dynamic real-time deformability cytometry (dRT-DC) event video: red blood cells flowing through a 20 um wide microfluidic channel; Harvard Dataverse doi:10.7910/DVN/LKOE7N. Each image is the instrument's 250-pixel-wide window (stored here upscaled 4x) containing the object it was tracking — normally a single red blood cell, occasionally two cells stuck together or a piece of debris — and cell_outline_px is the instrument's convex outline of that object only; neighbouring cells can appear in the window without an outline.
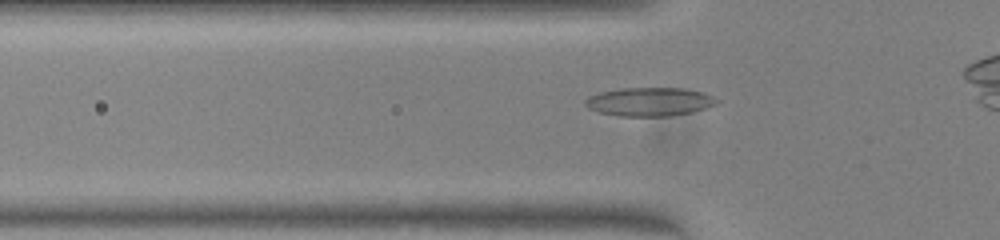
{"species": "common noctule bat (a hibernating species)", "species_latin": "Nyctalus noctula", "temperature_condition": "warm", "stored_images_in_passage": 39, "camera_frame_rate_fps": 3000, "um_per_image_px": 0.085, "animal": {"sex": "female", "body_mass_g": 23.0, "forearm_length_mm": 53.4}, "frame": {"image": 1, "passage_image": 12, "time_ms": 3.667, "image_size_px": [1000, 240], "cell_outline_px": [[720, 100], [716, 104], [692, 112], [668, 116], [620, 116], [600, 112], [588, 108], [584, 104], [584, 100], [588, 96], [600, 92], [620, 88], [684, 88], [700, 92], [712, 96]], "centroid_in_image_um": [55.18, 8.64], "position_along_channel_um": 70.6, "area_um2": 21.85}}
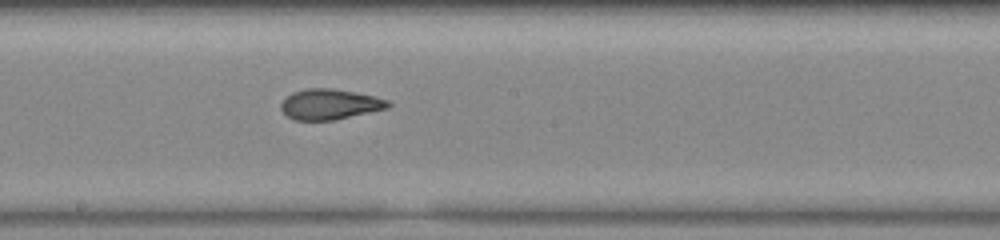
{"frame": {"image": 2, "passage_image": 23, "time_ms": 7.333, "image_size_px": [1000, 240], "cell_outline_px": [[392, 104], [388, 108], [336, 120], [292, 120], [280, 108], [280, 104], [292, 92], [304, 88], [332, 88], [372, 96], [388, 100]], "centroid_in_image_um": [28.02, 8.87], "position_along_channel_um": 220.2, "area_um2": 18.96}}
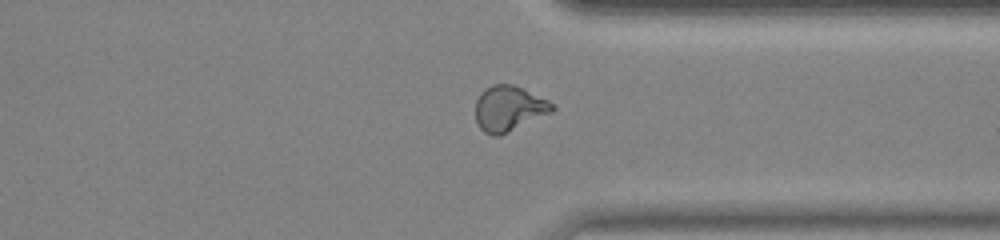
{"frame": {"image": 3, "passage_image": 34, "time_ms": 11.0, "image_size_px": [1000, 240], "cell_outline_px": [[556, 108], [552, 112], [500, 136], [492, 136], [484, 132], [480, 128], [476, 120], [476, 100], [480, 92], [492, 84], [512, 84], [548, 100], [556, 104]], "centroid_in_image_um": [43.25, 9.23], "position_along_channel_um": 368.1, "area_um2": 20.35}, "authors_computed_cell_mechanics": {"area_um2": 19.652, "velocity_mm_per_s": 4.0649, "shape_relaxation_time_tau1_ms": 5.2228, "shape_relaxation_time_tau2_ms": 1.073, "deformation_change_tau1": 0.2171, "deformation_change_tau2": 0.0708}}